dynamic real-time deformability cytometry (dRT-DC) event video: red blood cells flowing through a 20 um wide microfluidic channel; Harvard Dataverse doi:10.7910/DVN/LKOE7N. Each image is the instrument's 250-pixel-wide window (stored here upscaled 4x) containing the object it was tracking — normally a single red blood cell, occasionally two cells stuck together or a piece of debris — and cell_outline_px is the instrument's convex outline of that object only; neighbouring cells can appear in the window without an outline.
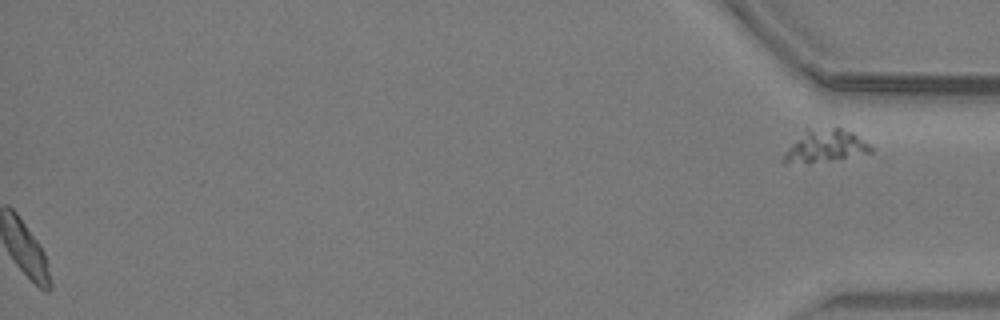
{"species": "common noctule bat (a hibernating species)", "species_latin": "Nyctalus noctula", "temperature_condition": "warm", "stored_images_in_passage": 36, "segment_of_instrument_passage": [2, 2], "camera_frame_rate_fps": 3000, "um_per_image_px": 0.085, "animal": {"sex": "male", "body_mass_g": 19.2, "forearm_length_mm": 51.8}, "frame": {"image": 1, "passage_image": 36, "time_ms": 11.667, "image_size_px": [1000, 320], "cell_outline_px": [[872, 152], [828, 160], [784, 164], [784, 156], [788, 148], [808, 128], [840, 128], [852, 132], [868, 144], [872, 148]], "centroid_in_image_um": [70.15, 12.39], "position_along_channel_um": 365.1, "area_um2": 15.72}}